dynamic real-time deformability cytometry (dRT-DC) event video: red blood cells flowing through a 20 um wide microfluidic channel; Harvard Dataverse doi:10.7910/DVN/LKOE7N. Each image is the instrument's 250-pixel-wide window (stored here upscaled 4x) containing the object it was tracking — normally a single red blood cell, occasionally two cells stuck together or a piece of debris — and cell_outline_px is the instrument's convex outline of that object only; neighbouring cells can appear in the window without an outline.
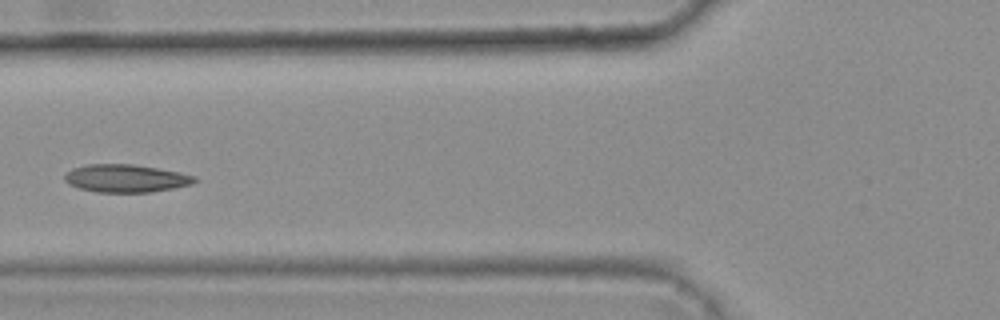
{"species": "common noctule bat (a hibernating species)", "species_latin": "Nyctalus noctula", "temperature_condition": "warm", "stored_images_in_passage": 7, "camera_frame_rate_fps": 3000, "um_per_image_px": 0.085, "animal": {"sex": "female", "body_mass_g": 25.1}, "frame": {"image": 1, "passage_image": 6, "time_ms": 1.667, "image_size_px": [1000, 320], "cell_outline_px": [[200, 180], [192, 184], [152, 192], [96, 192], [80, 188], [68, 184], [64, 180], [64, 176], [72, 168], [88, 164], [132, 164], [180, 172], [196, 176]], "centroid_in_image_um": [10.72, 15.16], "position_along_channel_um": 115.1, "area_um2": 21.1}}
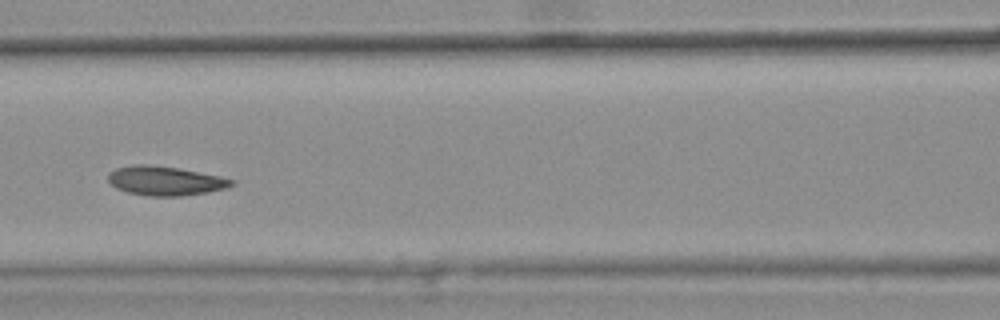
{"frame": {"image": 2, "passage_image": 7, "time_ms": 2.0, "image_size_px": [1000, 320], "cell_outline_px": [[236, 184], [228, 188], [180, 196], [148, 196], [128, 192], [116, 188], [108, 180], [108, 172], [116, 168], [136, 164], [148, 164], [180, 168], [220, 176], [236, 180]], "centroid_in_image_um": [14.06, 15.36], "position_along_channel_um": 152.5, "area_um2": 21.1}}